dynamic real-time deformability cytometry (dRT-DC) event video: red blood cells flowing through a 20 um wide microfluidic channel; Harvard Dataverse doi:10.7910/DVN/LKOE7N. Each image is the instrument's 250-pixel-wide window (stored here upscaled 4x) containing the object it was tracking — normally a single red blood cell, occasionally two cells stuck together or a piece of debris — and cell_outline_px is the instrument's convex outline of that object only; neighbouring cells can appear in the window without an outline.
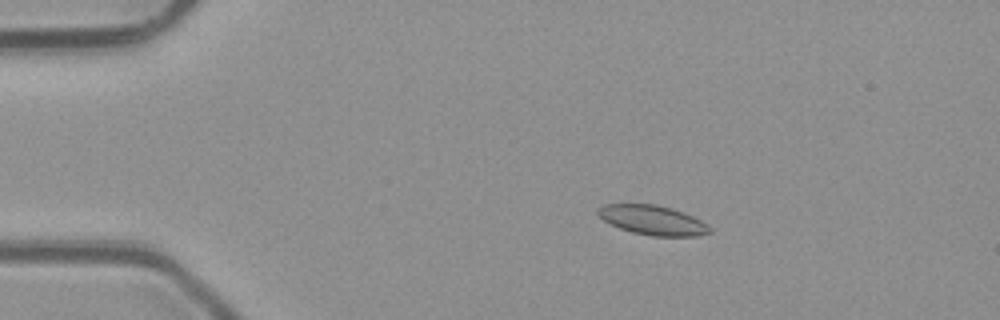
{"species": "common noctule bat (a hibernating species)", "species_latin": "Nyctalus noctula", "temperature_condition": "room temperature", "stored_images_in_passage": 50, "camera_frame_rate_fps": 3000, "um_per_image_px": 0.085, "animal": {"sex": "male", "body_mass_g": 23.1, "forearm_length_mm": 52.7}, "frame": {"image": 1, "passage_image": 9, "time_ms": 2.667, "image_size_px": [1000, 320], "cell_outline_px": [[712, 232], [696, 236], [652, 236], [632, 232], [620, 228], [604, 220], [596, 212], [596, 208], [604, 204], [656, 204], [672, 208], [684, 212], [708, 224], [712, 228]], "centroid_in_image_um": [55.49, 18.7], "position_along_channel_um": 29.5, "area_um2": 19.31}}
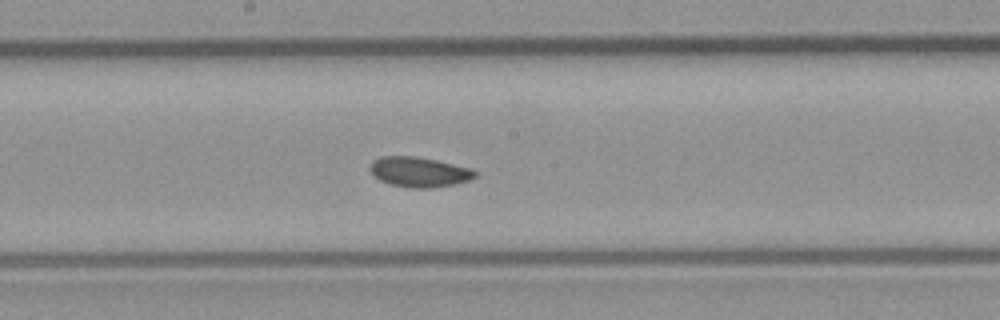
{"frame": {"image": 2, "passage_image": 27, "time_ms": 8.667, "image_size_px": [1000, 320], "cell_outline_px": [[476, 176], [468, 180], [456, 184], [432, 188], [408, 188], [388, 184], [372, 176], [368, 168], [372, 160], [380, 156], [416, 156], [436, 160], [472, 168], [476, 172]], "centroid_in_image_um": [35.57, 14.62], "position_along_channel_um": 212.6, "area_um2": 18.73}}
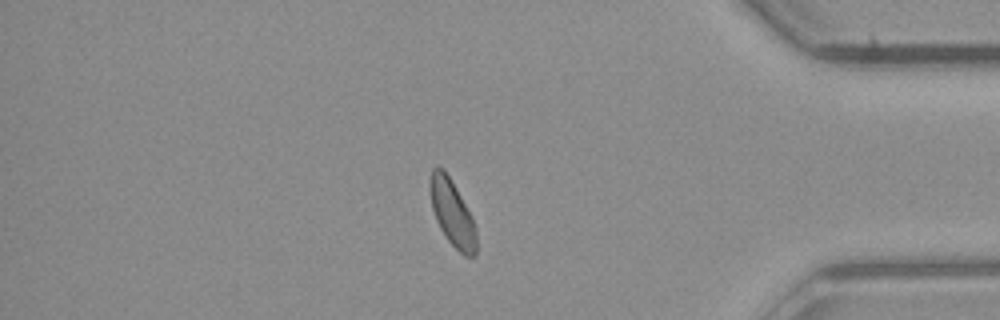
{"frame": {"image": 3, "passage_image": 43, "time_ms": 14.0, "image_size_px": [1000, 320], "cell_outline_px": [[476, 252], [472, 256], [464, 256], [448, 240], [440, 228], [436, 220], [432, 208], [428, 188], [428, 184], [432, 168], [436, 164], [444, 168], [472, 216], [476, 228]], "centroid_in_image_um": [38.4, 18.05], "position_along_channel_um": 396.8, "area_um2": 17.98}, "authors_computed_cell_mechanics": {"area_um2": 18.4382, "velocity_mm_per_s": 4.056, "shape_relaxation_time_tau1_ms": null, "shape_relaxation_time_tau2_ms": 2.9962, "deformation_change_tau1": null, "deformation_change_tau2": 0.0739}}